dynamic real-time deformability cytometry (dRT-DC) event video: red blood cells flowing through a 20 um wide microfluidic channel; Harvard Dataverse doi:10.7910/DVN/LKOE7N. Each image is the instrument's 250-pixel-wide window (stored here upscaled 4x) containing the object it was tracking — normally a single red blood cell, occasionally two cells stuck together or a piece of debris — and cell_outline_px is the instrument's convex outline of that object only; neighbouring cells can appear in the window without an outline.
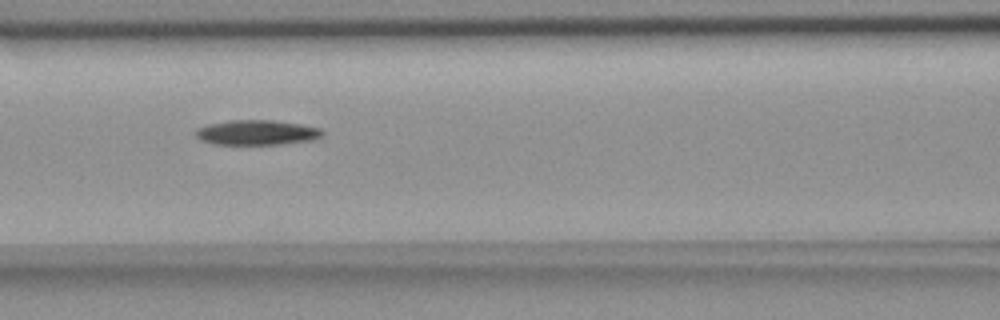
{"species": "common noctule bat (a hibernating species)", "species_latin": "Nyctalus noctula", "temperature_condition": "room temperature", "stored_images_in_passage": 6, "camera_frame_rate_fps": 3000, "um_per_image_px": 0.085, "animal": {"sex": "female", "body_mass_g": 18.4}, "frame": {"image": 1, "passage_image": 3, "time_ms": 2.333, "image_size_px": [1000, 320], "cell_outline_px": [[324, 132], [320, 136], [312, 140], [280, 144], [216, 144], [200, 140], [196, 136], [196, 128], [208, 124], [228, 120], [272, 120], [300, 124], [320, 128]], "centroid_in_image_um": [21.8, 11.26], "position_along_channel_um": 144.8, "area_um2": 18.32}}
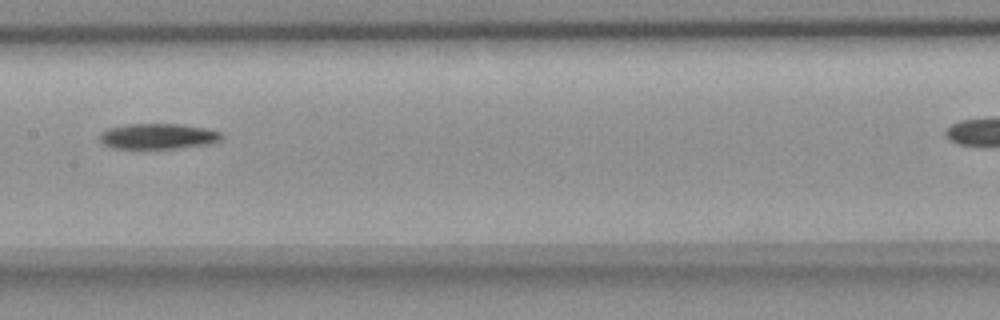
{"frame": {"image": 2, "passage_image": 4, "time_ms": 3.667, "image_size_px": [1000, 320], "cell_outline_px": [[224, 136], [220, 140], [204, 144], [172, 148], [112, 148], [104, 144], [100, 140], [100, 132], [108, 128], [128, 124], [180, 124], [204, 128], [220, 132]], "centroid_in_image_um": [13.38, 11.57], "position_along_channel_um": 194.0, "area_um2": 17.8}}
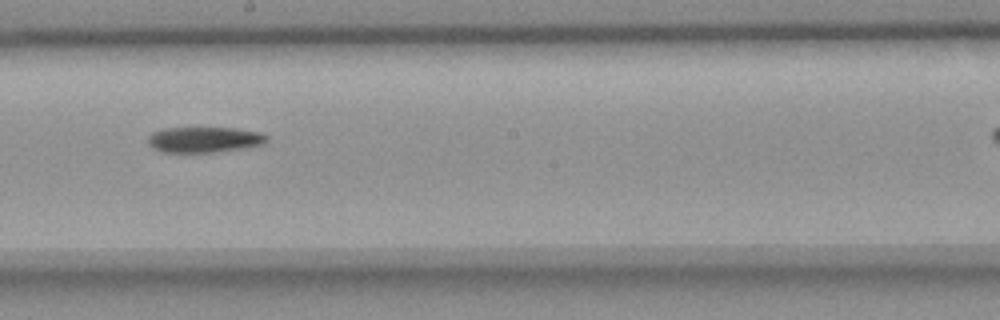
{"frame": {"image": 3, "passage_image": 5, "time_ms": 4.667, "image_size_px": [1000, 320], "cell_outline_px": [[268, 140], [264, 144], [244, 148], [216, 152], [164, 152], [156, 148], [148, 140], [148, 136], [152, 132], [164, 128], [236, 128], [260, 132], [268, 136]], "centroid_in_image_um": [17.43, 11.86], "position_along_channel_um": 230.8, "area_um2": 17.63}}